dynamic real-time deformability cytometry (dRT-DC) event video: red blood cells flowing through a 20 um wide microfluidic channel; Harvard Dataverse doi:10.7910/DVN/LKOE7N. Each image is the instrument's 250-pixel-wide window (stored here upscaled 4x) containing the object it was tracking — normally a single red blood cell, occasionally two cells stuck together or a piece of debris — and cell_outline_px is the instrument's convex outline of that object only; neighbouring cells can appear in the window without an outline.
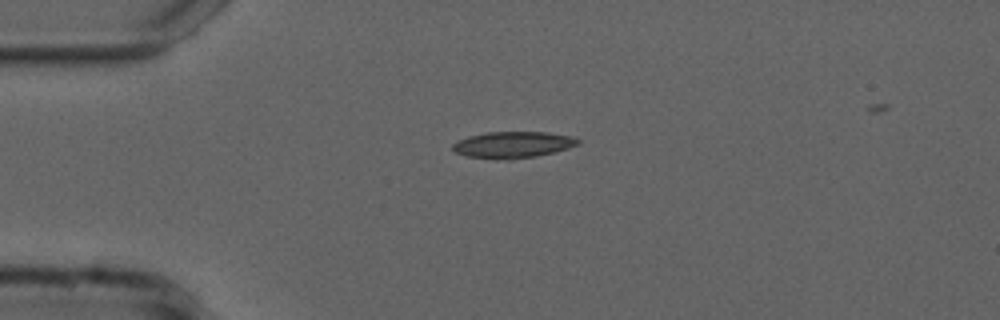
{"species": "common noctule bat (a hibernating species)", "species_latin": "Nyctalus noctula", "temperature_condition": "cold", "stored_images_in_passage": 16, "camera_frame_rate_fps": 3000, "um_per_image_px": 0.085, "animal": {"sex": "male", "forearm_length_mm": 52.5}, "frame": {"image": 1, "passage_image": 1, "time_ms": 0.0, "image_size_px": [1000, 320], "cell_outline_px": [[580, 144], [568, 148], [536, 156], [512, 160], [504, 160], [468, 156], [456, 152], [452, 148], [452, 144], [468, 136], [488, 132], [544, 132], [568, 136], [580, 140]], "centroid_in_image_um": [43.58, 12.31], "position_along_channel_um": 41.4, "area_um2": 19.07}}